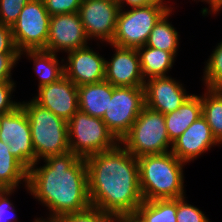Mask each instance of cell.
Masks as SVG:
<instances>
[{
    "mask_svg": "<svg viewBox=\"0 0 222 222\" xmlns=\"http://www.w3.org/2000/svg\"><path fill=\"white\" fill-rule=\"evenodd\" d=\"M34 222H61V221H60L59 217H51V216H49V217H47V219L45 218V220L37 218V219H35Z\"/></svg>",
    "mask_w": 222,
    "mask_h": 222,
    "instance_id": "74e56055",
    "label": "cell"
},
{
    "mask_svg": "<svg viewBox=\"0 0 222 222\" xmlns=\"http://www.w3.org/2000/svg\"><path fill=\"white\" fill-rule=\"evenodd\" d=\"M185 198H177V222H210L199 208L188 204Z\"/></svg>",
    "mask_w": 222,
    "mask_h": 222,
    "instance_id": "f1b7e54d",
    "label": "cell"
},
{
    "mask_svg": "<svg viewBox=\"0 0 222 222\" xmlns=\"http://www.w3.org/2000/svg\"><path fill=\"white\" fill-rule=\"evenodd\" d=\"M89 38L78 12L52 15L50 17L49 36L46 51L70 52L88 46Z\"/></svg>",
    "mask_w": 222,
    "mask_h": 222,
    "instance_id": "7c38bea8",
    "label": "cell"
},
{
    "mask_svg": "<svg viewBox=\"0 0 222 222\" xmlns=\"http://www.w3.org/2000/svg\"><path fill=\"white\" fill-rule=\"evenodd\" d=\"M25 182L28 186V169L9 151L6 142L0 141V189H16Z\"/></svg>",
    "mask_w": 222,
    "mask_h": 222,
    "instance_id": "ffe728a7",
    "label": "cell"
},
{
    "mask_svg": "<svg viewBox=\"0 0 222 222\" xmlns=\"http://www.w3.org/2000/svg\"><path fill=\"white\" fill-rule=\"evenodd\" d=\"M145 106L162 114L177 110L190 96L183 84L168 76L153 77L146 80Z\"/></svg>",
    "mask_w": 222,
    "mask_h": 222,
    "instance_id": "2e32d148",
    "label": "cell"
},
{
    "mask_svg": "<svg viewBox=\"0 0 222 222\" xmlns=\"http://www.w3.org/2000/svg\"><path fill=\"white\" fill-rule=\"evenodd\" d=\"M15 87L14 81L0 83V115L9 113L20 105V102L11 100Z\"/></svg>",
    "mask_w": 222,
    "mask_h": 222,
    "instance_id": "4dcf8cb0",
    "label": "cell"
},
{
    "mask_svg": "<svg viewBox=\"0 0 222 222\" xmlns=\"http://www.w3.org/2000/svg\"><path fill=\"white\" fill-rule=\"evenodd\" d=\"M219 144L202 115L172 142L171 152L187 164Z\"/></svg>",
    "mask_w": 222,
    "mask_h": 222,
    "instance_id": "e0dca14e",
    "label": "cell"
},
{
    "mask_svg": "<svg viewBox=\"0 0 222 222\" xmlns=\"http://www.w3.org/2000/svg\"><path fill=\"white\" fill-rule=\"evenodd\" d=\"M120 144L137 158L171 152L164 114L144 106Z\"/></svg>",
    "mask_w": 222,
    "mask_h": 222,
    "instance_id": "5b68a950",
    "label": "cell"
},
{
    "mask_svg": "<svg viewBox=\"0 0 222 222\" xmlns=\"http://www.w3.org/2000/svg\"><path fill=\"white\" fill-rule=\"evenodd\" d=\"M171 9L163 1L146 6L119 10L116 29L109 45L124 48H139L146 44L151 30L161 17Z\"/></svg>",
    "mask_w": 222,
    "mask_h": 222,
    "instance_id": "8992f818",
    "label": "cell"
},
{
    "mask_svg": "<svg viewBox=\"0 0 222 222\" xmlns=\"http://www.w3.org/2000/svg\"><path fill=\"white\" fill-rule=\"evenodd\" d=\"M202 116L201 95L190 94L175 111L164 114L167 133L171 142L178 138L193 122Z\"/></svg>",
    "mask_w": 222,
    "mask_h": 222,
    "instance_id": "d6986e66",
    "label": "cell"
},
{
    "mask_svg": "<svg viewBox=\"0 0 222 222\" xmlns=\"http://www.w3.org/2000/svg\"><path fill=\"white\" fill-rule=\"evenodd\" d=\"M145 106L144 86L114 87L109 98L108 109L102 118L113 135L121 139L130 131L131 126Z\"/></svg>",
    "mask_w": 222,
    "mask_h": 222,
    "instance_id": "9c48e42d",
    "label": "cell"
},
{
    "mask_svg": "<svg viewBox=\"0 0 222 222\" xmlns=\"http://www.w3.org/2000/svg\"><path fill=\"white\" fill-rule=\"evenodd\" d=\"M29 119L36 160L64 154L69 149L68 122L35 103L20 102Z\"/></svg>",
    "mask_w": 222,
    "mask_h": 222,
    "instance_id": "277c9868",
    "label": "cell"
},
{
    "mask_svg": "<svg viewBox=\"0 0 222 222\" xmlns=\"http://www.w3.org/2000/svg\"><path fill=\"white\" fill-rule=\"evenodd\" d=\"M61 222H114V217L101 209L90 206L75 213L64 214L59 217Z\"/></svg>",
    "mask_w": 222,
    "mask_h": 222,
    "instance_id": "4316f807",
    "label": "cell"
},
{
    "mask_svg": "<svg viewBox=\"0 0 222 222\" xmlns=\"http://www.w3.org/2000/svg\"><path fill=\"white\" fill-rule=\"evenodd\" d=\"M20 53H0V83L4 81H13L11 71L18 60Z\"/></svg>",
    "mask_w": 222,
    "mask_h": 222,
    "instance_id": "d6a6232c",
    "label": "cell"
},
{
    "mask_svg": "<svg viewBox=\"0 0 222 222\" xmlns=\"http://www.w3.org/2000/svg\"><path fill=\"white\" fill-rule=\"evenodd\" d=\"M32 100L66 122L79 110L78 87L65 75L56 82L39 87L38 95Z\"/></svg>",
    "mask_w": 222,
    "mask_h": 222,
    "instance_id": "4fadbf2b",
    "label": "cell"
},
{
    "mask_svg": "<svg viewBox=\"0 0 222 222\" xmlns=\"http://www.w3.org/2000/svg\"><path fill=\"white\" fill-rule=\"evenodd\" d=\"M14 191L15 189H0V222H16L13 215L15 208L8 198Z\"/></svg>",
    "mask_w": 222,
    "mask_h": 222,
    "instance_id": "1f68e13d",
    "label": "cell"
},
{
    "mask_svg": "<svg viewBox=\"0 0 222 222\" xmlns=\"http://www.w3.org/2000/svg\"><path fill=\"white\" fill-rule=\"evenodd\" d=\"M120 6L117 0H82L79 15L90 39L111 43Z\"/></svg>",
    "mask_w": 222,
    "mask_h": 222,
    "instance_id": "8fae6325",
    "label": "cell"
},
{
    "mask_svg": "<svg viewBox=\"0 0 222 222\" xmlns=\"http://www.w3.org/2000/svg\"><path fill=\"white\" fill-rule=\"evenodd\" d=\"M24 53L34 61V71L39 76L38 88L58 81L64 76V64H60L57 54L46 50H27Z\"/></svg>",
    "mask_w": 222,
    "mask_h": 222,
    "instance_id": "44dd1931",
    "label": "cell"
},
{
    "mask_svg": "<svg viewBox=\"0 0 222 222\" xmlns=\"http://www.w3.org/2000/svg\"><path fill=\"white\" fill-rule=\"evenodd\" d=\"M208 58L202 80L209 89H222V41Z\"/></svg>",
    "mask_w": 222,
    "mask_h": 222,
    "instance_id": "484cf974",
    "label": "cell"
},
{
    "mask_svg": "<svg viewBox=\"0 0 222 222\" xmlns=\"http://www.w3.org/2000/svg\"><path fill=\"white\" fill-rule=\"evenodd\" d=\"M114 87L105 80L78 86L79 111L93 117L103 118Z\"/></svg>",
    "mask_w": 222,
    "mask_h": 222,
    "instance_id": "ac0fdd59",
    "label": "cell"
},
{
    "mask_svg": "<svg viewBox=\"0 0 222 222\" xmlns=\"http://www.w3.org/2000/svg\"><path fill=\"white\" fill-rule=\"evenodd\" d=\"M137 51L145 81L147 78L167 76V72L174 64L175 56L171 52L145 45L137 48Z\"/></svg>",
    "mask_w": 222,
    "mask_h": 222,
    "instance_id": "7402d4cb",
    "label": "cell"
},
{
    "mask_svg": "<svg viewBox=\"0 0 222 222\" xmlns=\"http://www.w3.org/2000/svg\"><path fill=\"white\" fill-rule=\"evenodd\" d=\"M139 185L145 201L184 197L185 162L172 152L138 157Z\"/></svg>",
    "mask_w": 222,
    "mask_h": 222,
    "instance_id": "3957f363",
    "label": "cell"
},
{
    "mask_svg": "<svg viewBox=\"0 0 222 222\" xmlns=\"http://www.w3.org/2000/svg\"><path fill=\"white\" fill-rule=\"evenodd\" d=\"M44 166L33 164L28 170L27 191L51 217L83 211L91 206L88 193V172L84 158L72 151L48 156Z\"/></svg>",
    "mask_w": 222,
    "mask_h": 222,
    "instance_id": "7a4b0ae2",
    "label": "cell"
},
{
    "mask_svg": "<svg viewBox=\"0 0 222 222\" xmlns=\"http://www.w3.org/2000/svg\"><path fill=\"white\" fill-rule=\"evenodd\" d=\"M0 53H19L13 40L11 26L0 24Z\"/></svg>",
    "mask_w": 222,
    "mask_h": 222,
    "instance_id": "836d02e7",
    "label": "cell"
},
{
    "mask_svg": "<svg viewBox=\"0 0 222 222\" xmlns=\"http://www.w3.org/2000/svg\"><path fill=\"white\" fill-rule=\"evenodd\" d=\"M0 137L8 144L10 153L28 170L33 164H38L32 145L29 119L21 105L0 115Z\"/></svg>",
    "mask_w": 222,
    "mask_h": 222,
    "instance_id": "30bf717a",
    "label": "cell"
},
{
    "mask_svg": "<svg viewBox=\"0 0 222 222\" xmlns=\"http://www.w3.org/2000/svg\"><path fill=\"white\" fill-rule=\"evenodd\" d=\"M50 16L75 13L79 11L82 0H43Z\"/></svg>",
    "mask_w": 222,
    "mask_h": 222,
    "instance_id": "f546056e",
    "label": "cell"
},
{
    "mask_svg": "<svg viewBox=\"0 0 222 222\" xmlns=\"http://www.w3.org/2000/svg\"><path fill=\"white\" fill-rule=\"evenodd\" d=\"M114 222H145V221L137 212H131L116 216Z\"/></svg>",
    "mask_w": 222,
    "mask_h": 222,
    "instance_id": "e575fe53",
    "label": "cell"
},
{
    "mask_svg": "<svg viewBox=\"0 0 222 222\" xmlns=\"http://www.w3.org/2000/svg\"><path fill=\"white\" fill-rule=\"evenodd\" d=\"M112 46L116 52L111 61H105L104 80L116 87L144 86L137 49Z\"/></svg>",
    "mask_w": 222,
    "mask_h": 222,
    "instance_id": "9a60e30c",
    "label": "cell"
},
{
    "mask_svg": "<svg viewBox=\"0 0 222 222\" xmlns=\"http://www.w3.org/2000/svg\"><path fill=\"white\" fill-rule=\"evenodd\" d=\"M208 4L210 5V9L208 8H202V15H207V13L210 14L213 13V14H216L217 12H219V10L222 9V0H208ZM209 11V12H208Z\"/></svg>",
    "mask_w": 222,
    "mask_h": 222,
    "instance_id": "8d00e7d4",
    "label": "cell"
},
{
    "mask_svg": "<svg viewBox=\"0 0 222 222\" xmlns=\"http://www.w3.org/2000/svg\"><path fill=\"white\" fill-rule=\"evenodd\" d=\"M30 0H0V24L12 26Z\"/></svg>",
    "mask_w": 222,
    "mask_h": 222,
    "instance_id": "83f0119b",
    "label": "cell"
},
{
    "mask_svg": "<svg viewBox=\"0 0 222 222\" xmlns=\"http://www.w3.org/2000/svg\"><path fill=\"white\" fill-rule=\"evenodd\" d=\"M64 64V75L77 87L84 84L98 83L105 79V59L91 47L68 52Z\"/></svg>",
    "mask_w": 222,
    "mask_h": 222,
    "instance_id": "5bb4252c",
    "label": "cell"
},
{
    "mask_svg": "<svg viewBox=\"0 0 222 222\" xmlns=\"http://www.w3.org/2000/svg\"><path fill=\"white\" fill-rule=\"evenodd\" d=\"M50 17L43 0H30L25 4L17 21L11 26L13 40L19 53L27 50H45Z\"/></svg>",
    "mask_w": 222,
    "mask_h": 222,
    "instance_id": "ba28073f",
    "label": "cell"
},
{
    "mask_svg": "<svg viewBox=\"0 0 222 222\" xmlns=\"http://www.w3.org/2000/svg\"><path fill=\"white\" fill-rule=\"evenodd\" d=\"M69 149L79 158L115 148L120 141L102 118L77 111L68 121Z\"/></svg>",
    "mask_w": 222,
    "mask_h": 222,
    "instance_id": "52a82bcc",
    "label": "cell"
},
{
    "mask_svg": "<svg viewBox=\"0 0 222 222\" xmlns=\"http://www.w3.org/2000/svg\"><path fill=\"white\" fill-rule=\"evenodd\" d=\"M202 115L207 120L215 139L222 144V89L206 88L201 96Z\"/></svg>",
    "mask_w": 222,
    "mask_h": 222,
    "instance_id": "cb8c5ba5",
    "label": "cell"
},
{
    "mask_svg": "<svg viewBox=\"0 0 222 222\" xmlns=\"http://www.w3.org/2000/svg\"><path fill=\"white\" fill-rule=\"evenodd\" d=\"M172 8L167 11L151 30L145 46L171 52L175 57L179 48V34L168 21Z\"/></svg>",
    "mask_w": 222,
    "mask_h": 222,
    "instance_id": "603a6c76",
    "label": "cell"
},
{
    "mask_svg": "<svg viewBox=\"0 0 222 222\" xmlns=\"http://www.w3.org/2000/svg\"><path fill=\"white\" fill-rule=\"evenodd\" d=\"M158 1H164V0H117L120 9H124L125 5L124 3H126L127 6L129 5L130 8H132V7L146 6L148 4L155 3Z\"/></svg>",
    "mask_w": 222,
    "mask_h": 222,
    "instance_id": "d590c367",
    "label": "cell"
},
{
    "mask_svg": "<svg viewBox=\"0 0 222 222\" xmlns=\"http://www.w3.org/2000/svg\"><path fill=\"white\" fill-rule=\"evenodd\" d=\"M90 204L114 218L136 212L144 201L139 185L137 157L120 143L85 158Z\"/></svg>",
    "mask_w": 222,
    "mask_h": 222,
    "instance_id": "6da1fadb",
    "label": "cell"
},
{
    "mask_svg": "<svg viewBox=\"0 0 222 222\" xmlns=\"http://www.w3.org/2000/svg\"><path fill=\"white\" fill-rule=\"evenodd\" d=\"M136 212L145 222H177V198L144 200Z\"/></svg>",
    "mask_w": 222,
    "mask_h": 222,
    "instance_id": "d4e9b609",
    "label": "cell"
}]
</instances>
